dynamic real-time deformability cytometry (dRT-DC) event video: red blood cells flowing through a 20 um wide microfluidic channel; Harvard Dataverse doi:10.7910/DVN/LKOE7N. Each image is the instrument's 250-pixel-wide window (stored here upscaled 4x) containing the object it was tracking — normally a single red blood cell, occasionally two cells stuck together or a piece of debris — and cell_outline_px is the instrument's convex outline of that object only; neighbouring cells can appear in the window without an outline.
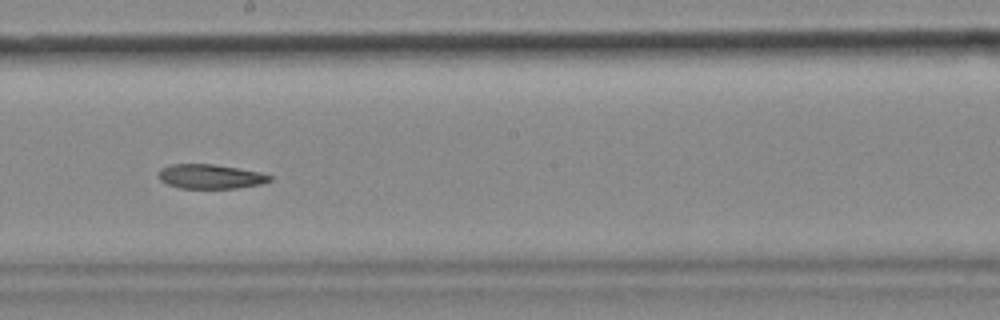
{"species": "common noctule bat (a hibernating species)", "species_latin": "Nyctalus noctula", "temperature_condition": "cold", "stored_images_in_passage": 44, "camera_frame_rate_fps": 3000, "um_per_image_px": 0.085, "animal": {"sex": "female", "body_mass_g": 18.4}, "frame": {"image": 1, "passage_image": 19, "time_ms": 6.0, "image_size_px": [1000, 320], "cell_outline_px": [[272, 180], [260, 184], [236, 188], [180, 188], [168, 184], [160, 180], [156, 176], [160, 168], [168, 164], [212, 164], [260, 172], [272, 176]], "centroid_in_image_um": [17.83, 15.0], "position_along_channel_um": 230.4, "area_um2": 15.84}}